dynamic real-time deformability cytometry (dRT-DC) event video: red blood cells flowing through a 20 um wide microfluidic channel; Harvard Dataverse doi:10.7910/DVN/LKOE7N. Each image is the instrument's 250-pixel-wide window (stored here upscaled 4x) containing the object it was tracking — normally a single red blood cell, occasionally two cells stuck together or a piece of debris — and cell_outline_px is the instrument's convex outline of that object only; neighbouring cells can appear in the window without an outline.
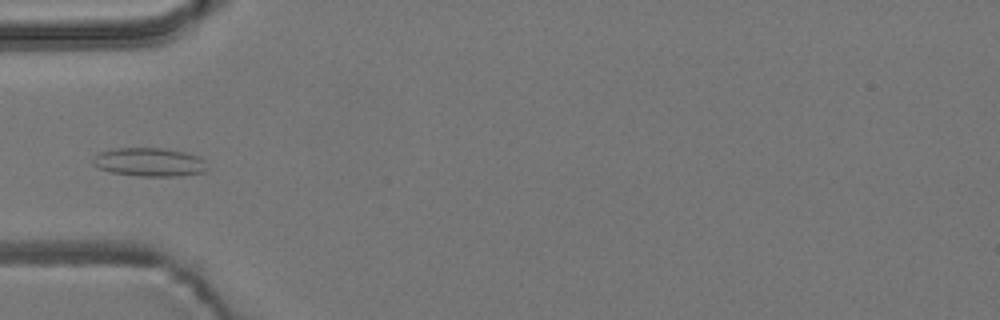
{"species": "common noctule bat (a hibernating species)", "species_latin": "Nyctalus noctula", "temperature_condition": "room temperature", "stored_images_in_passage": 7, "camera_frame_rate_fps": 3000, "um_per_image_px": 0.085, "animal": {"sex": "male", "body_mass_g": 19.2, "forearm_length_mm": 51.8}, "frame": {"image": 1, "passage_image": 5, "time_ms": 4.667, "image_size_px": [1000, 320], "cell_outline_px": [[208, 168], [204, 172], [180, 176], [140, 176], [112, 172], [100, 168], [92, 164], [92, 160], [100, 152], [112, 148], [164, 148], [184, 152], [200, 156], [204, 160]], "centroid_in_image_um": [12.73, 13.77], "position_along_channel_um": 72.3, "area_um2": 19.07}}
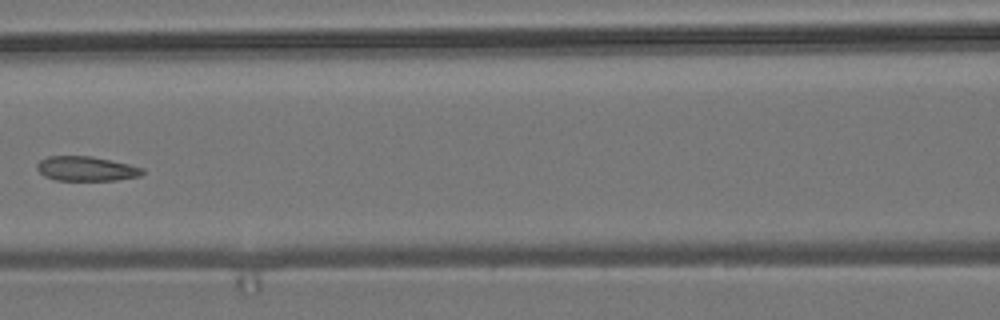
{"frame": {"image": 2, "passage_image": 7, "time_ms": 7.0, "image_size_px": [1000, 320], "cell_outline_px": [[144, 172], [140, 176], [116, 180], [56, 180], [44, 176], [36, 168], [36, 164], [40, 160], [48, 156], [92, 156], [128, 164], [144, 168]], "centroid_in_image_um": [7.32, 14.34], "position_along_channel_um": 159.3, "area_um2": 15.09}}